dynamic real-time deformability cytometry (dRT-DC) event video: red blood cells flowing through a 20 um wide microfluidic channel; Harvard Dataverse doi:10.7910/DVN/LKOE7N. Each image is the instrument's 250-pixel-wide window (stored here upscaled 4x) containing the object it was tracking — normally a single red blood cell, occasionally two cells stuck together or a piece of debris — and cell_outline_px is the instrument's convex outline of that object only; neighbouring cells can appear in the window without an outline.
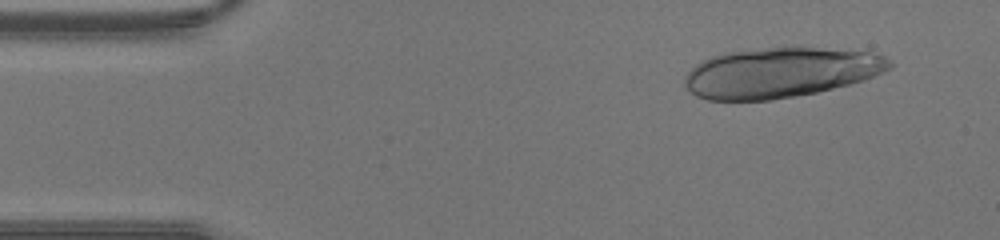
{"species": "human", "species_latin": "Homo sapiens", "temperature_condition": "warm", "stored_images_in_passage": 40, "camera_frame_rate_fps": 3000, "um_per_image_px": 0.085, "donor": {"sex": "male"}, "frame": {"image": 1, "passage_image": 3, "time_ms": 0.667, "image_size_px": [1000, 240], "cell_outline_px": [[892, 64], [888, 68], [872, 76], [848, 84], [816, 92], [796, 96], [772, 100], [708, 100], [696, 96], [684, 88], [684, 76], [696, 64], [712, 56], [724, 52], [792, 44], [868, 52], [884, 56]], "centroid_in_image_um": [66.27, 6.13], "position_along_channel_um": 18.7, "area_um2": 60.4}}
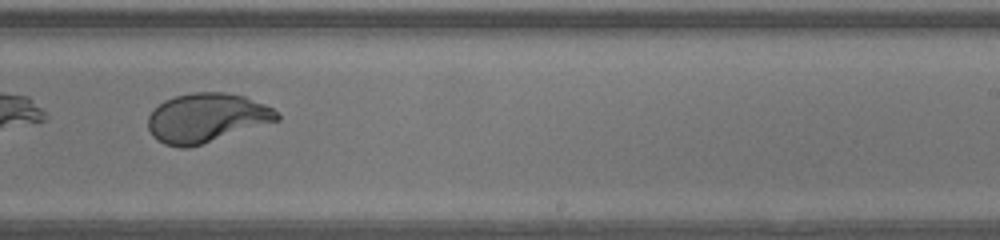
{"frame": {"image": 2, "passage_image": 25, "time_ms": 8.0, "image_size_px": [1000, 240], "cell_outline_px": [[280, 120], [188, 148], [180, 148], [164, 144], [152, 136], [148, 128], [148, 116], [164, 100], [176, 96], [192, 92], [224, 92], [244, 96], [264, 104], [272, 108], [280, 116]], "centroid_in_image_um": [17.54, 10.02], "position_along_channel_um": 271.5, "area_um2": 36.7}}
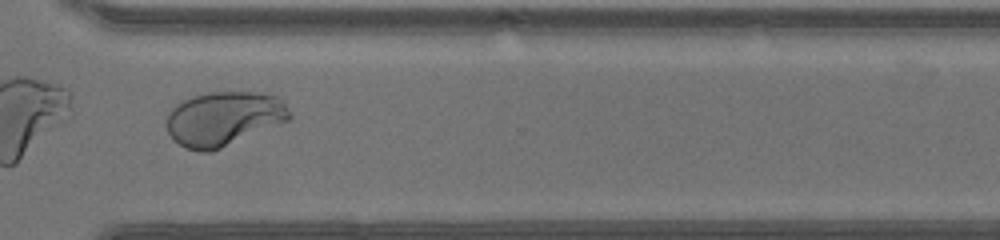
{"frame": {"image": 3, "passage_image": 30, "time_ms": 9.667, "image_size_px": [1000, 240], "cell_outline_px": [[292, 116], [288, 120], [220, 148], [208, 152], [200, 152], [184, 148], [168, 132], [168, 112], [180, 100], [192, 96], [208, 92], [260, 92], [280, 96], [284, 100]], "centroid_in_image_um": [19.03, 10.05], "position_along_channel_um": 351.6, "area_um2": 38.78}}